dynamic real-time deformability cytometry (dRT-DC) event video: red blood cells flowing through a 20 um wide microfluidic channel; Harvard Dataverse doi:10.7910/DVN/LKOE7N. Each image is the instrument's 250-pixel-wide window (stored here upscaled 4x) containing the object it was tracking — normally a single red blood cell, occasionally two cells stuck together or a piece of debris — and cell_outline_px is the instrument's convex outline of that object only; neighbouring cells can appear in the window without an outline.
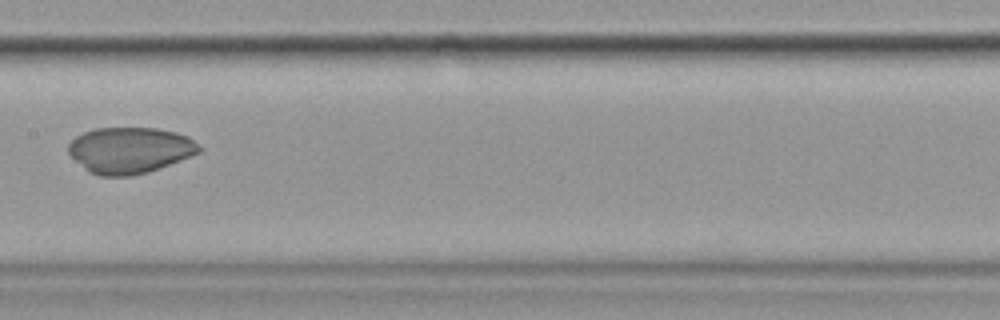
{"species": "common noctule bat (a hibernating species)", "species_latin": "Nyctalus noctula", "temperature_condition": "cold", "stored_images_in_passage": 6, "camera_frame_rate_fps": 3000, "um_per_image_px": 0.085, "animal": {"sex": "female", "body_mass_g": 19.9}, "frame": {"image": 1, "passage_image": 4, "time_ms": 3.667, "image_size_px": [1000, 320], "cell_outline_px": [[204, 148], [200, 152], [180, 160], [148, 172], [132, 176], [100, 176], [88, 172], [68, 152], [68, 144], [76, 136], [84, 132], [96, 128], [156, 128], [176, 132], [188, 136]], "centroid_in_image_um": [11.05, 12.76], "position_along_channel_um": 196.4, "area_um2": 35.14}}
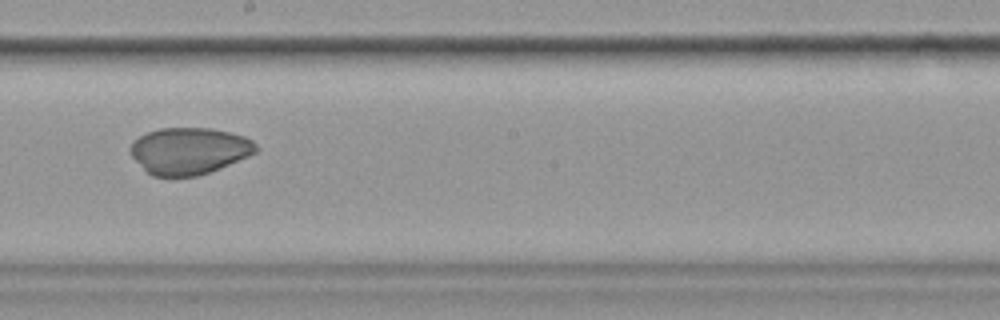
{"frame": {"image": 2, "passage_image": 5, "time_ms": 4.667, "image_size_px": [1000, 320], "cell_outline_px": [[260, 148], [256, 152], [248, 156], [220, 168], [196, 176], [152, 176], [132, 156], [132, 140], [148, 132], [160, 128], [212, 128], [244, 136], [252, 140]], "centroid_in_image_um": [16.11, 12.81], "position_along_channel_um": 232.1, "area_um2": 33.87}}